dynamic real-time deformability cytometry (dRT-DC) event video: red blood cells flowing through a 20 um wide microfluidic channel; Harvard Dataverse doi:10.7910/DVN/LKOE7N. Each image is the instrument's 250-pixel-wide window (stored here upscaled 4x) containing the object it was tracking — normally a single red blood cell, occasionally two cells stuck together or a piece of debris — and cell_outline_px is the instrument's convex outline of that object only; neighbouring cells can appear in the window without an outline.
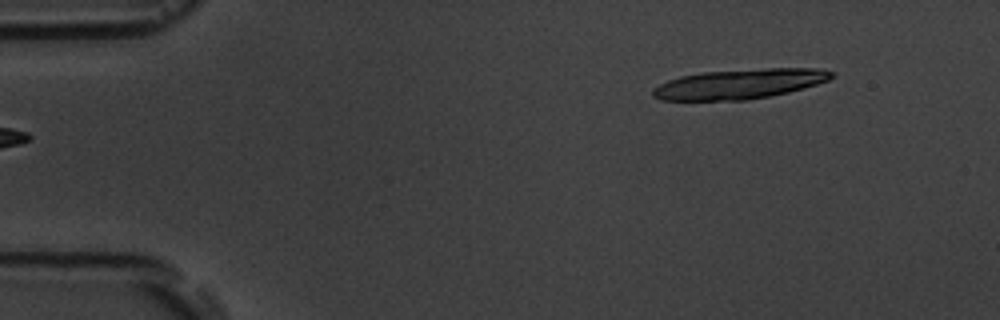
{"species": "common noctule bat (a hibernating species)", "species_latin": "Nyctalus noctula", "temperature_condition": "room temperature", "stored_images_in_passage": 6, "segment_of_instrument_passage": [2, 2], "camera_frame_rate_fps": 3000, "um_per_image_px": 0.085, "animal": {"sex": "male", "body_mass_g": 19.5, "forearm_length_mm": 54.6}, "frame": {"image": 1, "passage_image": 6, "time_ms": 6.333, "image_size_px": [1000, 320], "cell_outline_px": [[832, 76], [828, 80], [804, 88], [788, 92], [768, 96], [744, 100], [660, 100], [652, 96], [652, 88], [668, 80], [680, 76], [704, 72], [764, 68], [820, 68], [832, 72]], "centroid_in_image_um": [62.83, 7.13], "position_along_channel_um": 22.2, "area_um2": 30.92}}